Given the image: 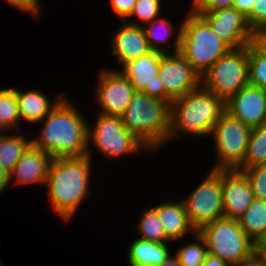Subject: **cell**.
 Instances as JSON below:
<instances>
[{
    "label": "cell",
    "mask_w": 266,
    "mask_h": 266,
    "mask_svg": "<svg viewBox=\"0 0 266 266\" xmlns=\"http://www.w3.org/2000/svg\"><path fill=\"white\" fill-rule=\"evenodd\" d=\"M65 95L39 123L40 134L32 136V145L53 159L80 157L88 151V122L77 103ZM75 103V104H74ZM34 137V138H33Z\"/></svg>",
    "instance_id": "6da1fadb"
},
{
    "label": "cell",
    "mask_w": 266,
    "mask_h": 266,
    "mask_svg": "<svg viewBox=\"0 0 266 266\" xmlns=\"http://www.w3.org/2000/svg\"><path fill=\"white\" fill-rule=\"evenodd\" d=\"M92 158L61 157L51 161L46 181L47 197L53 212L65 222L72 220L85 200L88 201Z\"/></svg>",
    "instance_id": "7a4b0ae2"
},
{
    "label": "cell",
    "mask_w": 266,
    "mask_h": 266,
    "mask_svg": "<svg viewBox=\"0 0 266 266\" xmlns=\"http://www.w3.org/2000/svg\"><path fill=\"white\" fill-rule=\"evenodd\" d=\"M225 111L226 101L202 86L173 100L170 104L167 144L186 134L193 139L210 137L216 122Z\"/></svg>",
    "instance_id": "3957f363"
},
{
    "label": "cell",
    "mask_w": 266,
    "mask_h": 266,
    "mask_svg": "<svg viewBox=\"0 0 266 266\" xmlns=\"http://www.w3.org/2000/svg\"><path fill=\"white\" fill-rule=\"evenodd\" d=\"M170 102L135 91L125 112L120 116L124 127L143 142L151 152H159L168 141Z\"/></svg>",
    "instance_id": "277c9868"
},
{
    "label": "cell",
    "mask_w": 266,
    "mask_h": 266,
    "mask_svg": "<svg viewBox=\"0 0 266 266\" xmlns=\"http://www.w3.org/2000/svg\"><path fill=\"white\" fill-rule=\"evenodd\" d=\"M185 17L181 23L179 53L202 76L231 48L211 30L199 14L188 11Z\"/></svg>",
    "instance_id": "5b68a950"
},
{
    "label": "cell",
    "mask_w": 266,
    "mask_h": 266,
    "mask_svg": "<svg viewBox=\"0 0 266 266\" xmlns=\"http://www.w3.org/2000/svg\"><path fill=\"white\" fill-rule=\"evenodd\" d=\"M96 115L97 119L94 124L88 122L87 154L90 158L93 159L92 151L95 149L101 156L110 160H118L129 154L138 155L142 151L152 153L143 142L124 127L120 116L101 113Z\"/></svg>",
    "instance_id": "8992f818"
},
{
    "label": "cell",
    "mask_w": 266,
    "mask_h": 266,
    "mask_svg": "<svg viewBox=\"0 0 266 266\" xmlns=\"http://www.w3.org/2000/svg\"><path fill=\"white\" fill-rule=\"evenodd\" d=\"M198 233L204 238L208 253L228 265L247 260L255 253V243L244 233L237 219H217Z\"/></svg>",
    "instance_id": "52a82bcc"
},
{
    "label": "cell",
    "mask_w": 266,
    "mask_h": 266,
    "mask_svg": "<svg viewBox=\"0 0 266 266\" xmlns=\"http://www.w3.org/2000/svg\"><path fill=\"white\" fill-rule=\"evenodd\" d=\"M248 84V45L231 49L201 76V86L225 101Z\"/></svg>",
    "instance_id": "ba28073f"
},
{
    "label": "cell",
    "mask_w": 266,
    "mask_h": 266,
    "mask_svg": "<svg viewBox=\"0 0 266 266\" xmlns=\"http://www.w3.org/2000/svg\"><path fill=\"white\" fill-rule=\"evenodd\" d=\"M250 132V127L225 111L210 134V137H213L216 156V163L212 169H238L246 155Z\"/></svg>",
    "instance_id": "9c48e42d"
},
{
    "label": "cell",
    "mask_w": 266,
    "mask_h": 266,
    "mask_svg": "<svg viewBox=\"0 0 266 266\" xmlns=\"http://www.w3.org/2000/svg\"><path fill=\"white\" fill-rule=\"evenodd\" d=\"M183 203L196 231L223 218L222 170L210 169L202 182L184 197Z\"/></svg>",
    "instance_id": "30bf717a"
},
{
    "label": "cell",
    "mask_w": 266,
    "mask_h": 266,
    "mask_svg": "<svg viewBox=\"0 0 266 266\" xmlns=\"http://www.w3.org/2000/svg\"><path fill=\"white\" fill-rule=\"evenodd\" d=\"M158 76L164 86V101L170 103L201 86V76L179 52L162 54Z\"/></svg>",
    "instance_id": "8fae6325"
},
{
    "label": "cell",
    "mask_w": 266,
    "mask_h": 266,
    "mask_svg": "<svg viewBox=\"0 0 266 266\" xmlns=\"http://www.w3.org/2000/svg\"><path fill=\"white\" fill-rule=\"evenodd\" d=\"M104 67L98 70L94 87L96 104L100 109L98 113L121 116L136 90L119 70Z\"/></svg>",
    "instance_id": "7c38bea8"
},
{
    "label": "cell",
    "mask_w": 266,
    "mask_h": 266,
    "mask_svg": "<svg viewBox=\"0 0 266 266\" xmlns=\"http://www.w3.org/2000/svg\"><path fill=\"white\" fill-rule=\"evenodd\" d=\"M196 14H199L231 49L243 48L253 42L254 31L249 26L247 17L233 7Z\"/></svg>",
    "instance_id": "4fadbf2b"
},
{
    "label": "cell",
    "mask_w": 266,
    "mask_h": 266,
    "mask_svg": "<svg viewBox=\"0 0 266 266\" xmlns=\"http://www.w3.org/2000/svg\"><path fill=\"white\" fill-rule=\"evenodd\" d=\"M162 54L152 50L115 70H119L132 83L136 91H142L151 98L164 101V86L158 76Z\"/></svg>",
    "instance_id": "5bb4252c"
},
{
    "label": "cell",
    "mask_w": 266,
    "mask_h": 266,
    "mask_svg": "<svg viewBox=\"0 0 266 266\" xmlns=\"http://www.w3.org/2000/svg\"><path fill=\"white\" fill-rule=\"evenodd\" d=\"M226 111L251 129L259 127L266 123V91L248 84L226 101Z\"/></svg>",
    "instance_id": "9a60e30c"
},
{
    "label": "cell",
    "mask_w": 266,
    "mask_h": 266,
    "mask_svg": "<svg viewBox=\"0 0 266 266\" xmlns=\"http://www.w3.org/2000/svg\"><path fill=\"white\" fill-rule=\"evenodd\" d=\"M249 180L242 171L222 170L224 217L239 219L254 200Z\"/></svg>",
    "instance_id": "2e32d148"
},
{
    "label": "cell",
    "mask_w": 266,
    "mask_h": 266,
    "mask_svg": "<svg viewBox=\"0 0 266 266\" xmlns=\"http://www.w3.org/2000/svg\"><path fill=\"white\" fill-rule=\"evenodd\" d=\"M120 24V28L113 31L109 46L114 59L121 68L125 63L144 56L152 50L142 27L126 22Z\"/></svg>",
    "instance_id": "e0dca14e"
},
{
    "label": "cell",
    "mask_w": 266,
    "mask_h": 266,
    "mask_svg": "<svg viewBox=\"0 0 266 266\" xmlns=\"http://www.w3.org/2000/svg\"><path fill=\"white\" fill-rule=\"evenodd\" d=\"M52 160L50 154L31 145L9 173L10 185H46Z\"/></svg>",
    "instance_id": "ac0fdd59"
},
{
    "label": "cell",
    "mask_w": 266,
    "mask_h": 266,
    "mask_svg": "<svg viewBox=\"0 0 266 266\" xmlns=\"http://www.w3.org/2000/svg\"><path fill=\"white\" fill-rule=\"evenodd\" d=\"M153 207L157 210L166 236L174 243L193 236L197 231L189 221L183 200H166ZM188 235V236H187Z\"/></svg>",
    "instance_id": "d6986e66"
},
{
    "label": "cell",
    "mask_w": 266,
    "mask_h": 266,
    "mask_svg": "<svg viewBox=\"0 0 266 266\" xmlns=\"http://www.w3.org/2000/svg\"><path fill=\"white\" fill-rule=\"evenodd\" d=\"M65 95V93L57 94L50 101L49 96L39 89L20 91L19 88H16V99L21 121L24 122L25 120L28 124L39 125V122L53 110Z\"/></svg>",
    "instance_id": "ffe728a7"
},
{
    "label": "cell",
    "mask_w": 266,
    "mask_h": 266,
    "mask_svg": "<svg viewBox=\"0 0 266 266\" xmlns=\"http://www.w3.org/2000/svg\"><path fill=\"white\" fill-rule=\"evenodd\" d=\"M181 23L182 21L179 24L180 27L176 29L170 17H166L163 14L155 20L144 24L142 28L151 50L159 51L163 54L179 52L182 32ZM172 37H174L173 41Z\"/></svg>",
    "instance_id": "44dd1931"
},
{
    "label": "cell",
    "mask_w": 266,
    "mask_h": 266,
    "mask_svg": "<svg viewBox=\"0 0 266 266\" xmlns=\"http://www.w3.org/2000/svg\"><path fill=\"white\" fill-rule=\"evenodd\" d=\"M171 243H156L135 238L128 246L127 260L130 266H158L172 254Z\"/></svg>",
    "instance_id": "7402d4cb"
},
{
    "label": "cell",
    "mask_w": 266,
    "mask_h": 266,
    "mask_svg": "<svg viewBox=\"0 0 266 266\" xmlns=\"http://www.w3.org/2000/svg\"><path fill=\"white\" fill-rule=\"evenodd\" d=\"M13 134L0 132V165L8 173L12 171L15 164L20 160L26 150L32 145V139L22 135L21 131Z\"/></svg>",
    "instance_id": "603a6c76"
},
{
    "label": "cell",
    "mask_w": 266,
    "mask_h": 266,
    "mask_svg": "<svg viewBox=\"0 0 266 266\" xmlns=\"http://www.w3.org/2000/svg\"><path fill=\"white\" fill-rule=\"evenodd\" d=\"M238 221L244 233L257 244L266 233V200L254 199Z\"/></svg>",
    "instance_id": "cb8c5ba5"
},
{
    "label": "cell",
    "mask_w": 266,
    "mask_h": 266,
    "mask_svg": "<svg viewBox=\"0 0 266 266\" xmlns=\"http://www.w3.org/2000/svg\"><path fill=\"white\" fill-rule=\"evenodd\" d=\"M16 87L0 89V131H20L21 125Z\"/></svg>",
    "instance_id": "d4e9b609"
},
{
    "label": "cell",
    "mask_w": 266,
    "mask_h": 266,
    "mask_svg": "<svg viewBox=\"0 0 266 266\" xmlns=\"http://www.w3.org/2000/svg\"><path fill=\"white\" fill-rule=\"evenodd\" d=\"M262 164H266V123L251 129L244 161L237 170Z\"/></svg>",
    "instance_id": "484cf974"
},
{
    "label": "cell",
    "mask_w": 266,
    "mask_h": 266,
    "mask_svg": "<svg viewBox=\"0 0 266 266\" xmlns=\"http://www.w3.org/2000/svg\"><path fill=\"white\" fill-rule=\"evenodd\" d=\"M135 229L140 233L141 239L148 240L156 243H173L167 236L159 220L157 210L150 206L140 212L138 224Z\"/></svg>",
    "instance_id": "4316f807"
},
{
    "label": "cell",
    "mask_w": 266,
    "mask_h": 266,
    "mask_svg": "<svg viewBox=\"0 0 266 266\" xmlns=\"http://www.w3.org/2000/svg\"><path fill=\"white\" fill-rule=\"evenodd\" d=\"M193 240L184 242L186 244L174 250V256L178 259L180 266H202L208 251L204 238L198 233L193 235Z\"/></svg>",
    "instance_id": "83f0119b"
},
{
    "label": "cell",
    "mask_w": 266,
    "mask_h": 266,
    "mask_svg": "<svg viewBox=\"0 0 266 266\" xmlns=\"http://www.w3.org/2000/svg\"><path fill=\"white\" fill-rule=\"evenodd\" d=\"M162 5V0H136L130 16L124 22L142 27L161 16Z\"/></svg>",
    "instance_id": "f1b7e54d"
},
{
    "label": "cell",
    "mask_w": 266,
    "mask_h": 266,
    "mask_svg": "<svg viewBox=\"0 0 266 266\" xmlns=\"http://www.w3.org/2000/svg\"><path fill=\"white\" fill-rule=\"evenodd\" d=\"M249 84L266 91V54L253 42L248 45Z\"/></svg>",
    "instance_id": "f546056e"
},
{
    "label": "cell",
    "mask_w": 266,
    "mask_h": 266,
    "mask_svg": "<svg viewBox=\"0 0 266 266\" xmlns=\"http://www.w3.org/2000/svg\"><path fill=\"white\" fill-rule=\"evenodd\" d=\"M242 172L249 180L254 198L266 200V164L244 169Z\"/></svg>",
    "instance_id": "4dcf8cb0"
},
{
    "label": "cell",
    "mask_w": 266,
    "mask_h": 266,
    "mask_svg": "<svg viewBox=\"0 0 266 266\" xmlns=\"http://www.w3.org/2000/svg\"><path fill=\"white\" fill-rule=\"evenodd\" d=\"M253 8L247 16L251 29L255 32L266 28V0H253Z\"/></svg>",
    "instance_id": "1f68e13d"
},
{
    "label": "cell",
    "mask_w": 266,
    "mask_h": 266,
    "mask_svg": "<svg viewBox=\"0 0 266 266\" xmlns=\"http://www.w3.org/2000/svg\"><path fill=\"white\" fill-rule=\"evenodd\" d=\"M190 2L192 4L188 10L192 13L233 7V0H190Z\"/></svg>",
    "instance_id": "d6a6232c"
},
{
    "label": "cell",
    "mask_w": 266,
    "mask_h": 266,
    "mask_svg": "<svg viewBox=\"0 0 266 266\" xmlns=\"http://www.w3.org/2000/svg\"><path fill=\"white\" fill-rule=\"evenodd\" d=\"M113 14L124 22L131 14L136 0H108Z\"/></svg>",
    "instance_id": "836d02e7"
},
{
    "label": "cell",
    "mask_w": 266,
    "mask_h": 266,
    "mask_svg": "<svg viewBox=\"0 0 266 266\" xmlns=\"http://www.w3.org/2000/svg\"><path fill=\"white\" fill-rule=\"evenodd\" d=\"M3 1V0H2ZM8 5H11L14 9L26 12L31 16H39L41 12V5L38 4L35 0H5Z\"/></svg>",
    "instance_id": "e575fe53"
},
{
    "label": "cell",
    "mask_w": 266,
    "mask_h": 266,
    "mask_svg": "<svg viewBox=\"0 0 266 266\" xmlns=\"http://www.w3.org/2000/svg\"><path fill=\"white\" fill-rule=\"evenodd\" d=\"M253 3V0H233V8L247 17L252 11Z\"/></svg>",
    "instance_id": "d590c367"
},
{
    "label": "cell",
    "mask_w": 266,
    "mask_h": 266,
    "mask_svg": "<svg viewBox=\"0 0 266 266\" xmlns=\"http://www.w3.org/2000/svg\"><path fill=\"white\" fill-rule=\"evenodd\" d=\"M253 43L266 54V28L254 32Z\"/></svg>",
    "instance_id": "8d00e7d4"
},
{
    "label": "cell",
    "mask_w": 266,
    "mask_h": 266,
    "mask_svg": "<svg viewBox=\"0 0 266 266\" xmlns=\"http://www.w3.org/2000/svg\"><path fill=\"white\" fill-rule=\"evenodd\" d=\"M10 186L9 173L0 165V195Z\"/></svg>",
    "instance_id": "74e56055"
},
{
    "label": "cell",
    "mask_w": 266,
    "mask_h": 266,
    "mask_svg": "<svg viewBox=\"0 0 266 266\" xmlns=\"http://www.w3.org/2000/svg\"><path fill=\"white\" fill-rule=\"evenodd\" d=\"M202 266H229L221 258L207 254Z\"/></svg>",
    "instance_id": "f35d334b"
},
{
    "label": "cell",
    "mask_w": 266,
    "mask_h": 266,
    "mask_svg": "<svg viewBox=\"0 0 266 266\" xmlns=\"http://www.w3.org/2000/svg\"><path fill=\"white\" fill-rule=\"evenodd\" d=\"M229 266H264L260 258L254 253L249 259Z\"/></svg>",
    "instance_id": "ab89813d"
},
{
    "label": "cell",
    "mask_w": 266,
    "mask_h": 266,
    "mask_svg": "<svg viewBox=\"0 0 266 266\" xmlns=\"http://www.w3.org/2000/svg\"><path fill=\"white\" fill-rule=\"evenodd\" d=\"M255 253L266 266V244H255Z\"/></svg>",
    "instance_id": "60d3db41"
},
{
    "label": "cell",
    "mask_w": 266,
    "mask_h": 266,
    "mask_svg": "<svg viewBox=\"0 0 266 266\" xmlns=\"http://www.w3.org/2000/svg\"><path fill=\"white\" fill-rule=\"evenodd\" d=\"M158 266H180L178 259L172 254L166 261L162 262Z\"/></svg>",
    "instance_id": "b9f144b4"
},
{
    "label": "cell",
    "mask_w": 266,
    "mask_h": 266,
    "mask_svg": "<svg viewBox=\"0 0 266 266\" xmlns=\"http://www.w3.org/2000/svg\"><path fill=\"white\" fill-rule=\"evenodd\" d=\"M257 244H266V233L262 237V239Z\"/></svg>",
    "instance_id": "7bdbcfd3"
},
{
    "label": "cell",
    "mask_w": 266,
    "mask_h": 266,
    "mask_svg": "<svg viewBox=\"0 0 266 266\" xmlns=\"http://www.w3.org/2000/svg\"><path fill=\"white\" fill-rule=\"evenodd\" d=\"M4 264H3V262L1 261V259H0V266H3Z\"/></svg>",
    "instance_id": "ee69618b"
}]
</instances>
